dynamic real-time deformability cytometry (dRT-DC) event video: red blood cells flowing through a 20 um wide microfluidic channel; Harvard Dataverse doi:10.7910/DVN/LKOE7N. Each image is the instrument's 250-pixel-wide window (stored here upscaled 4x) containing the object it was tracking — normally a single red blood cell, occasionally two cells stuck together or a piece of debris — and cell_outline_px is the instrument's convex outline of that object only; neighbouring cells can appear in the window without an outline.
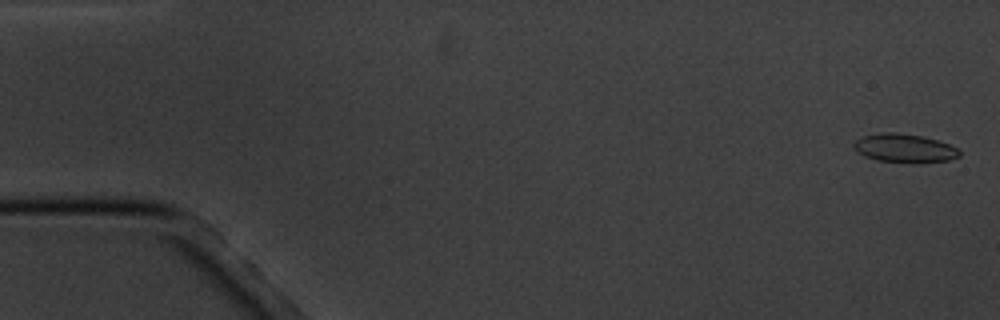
{"species": "common noctule bat (a hibernating species)", "species_latin": "Nyctalus noctula", "temperature_condition": "cold", "stored_images_in_passage": 5, "camera_frame_rate_fps": 3000, "um_per_image_px": 0.085, "animal": {"sex": "male", "body_mass_g": 20.1, "forearm_length_mm": 53.5}, "frame": {"image": 1, "passage_image": 1, "time_ms": 0.0, "image_size_px": [1000, 320], "cell_outline_px": [[960, 156], [948, 160], [876, 160], [864, 156], [852, 148], [852, 144], [856, 140], [864, 136], [884, 132], [892, 132], [924, 136], [948, 144], [956, 148], [960, 152]], "centroid_in_image_um": [76.81, 12.54], "position_along_channel_um": 8.2, "area_um2": 16.7}}
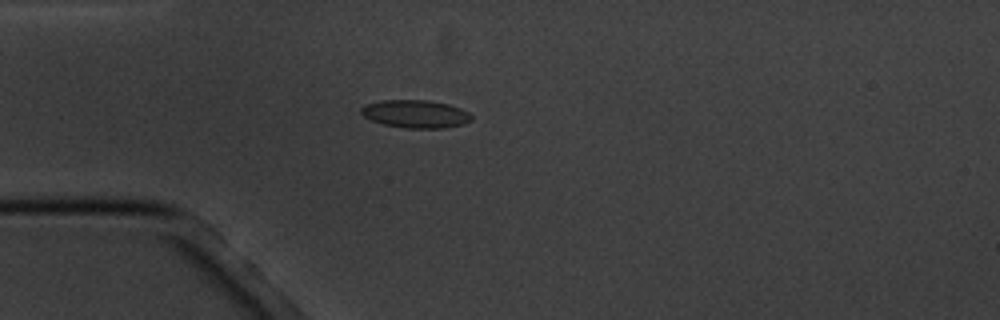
{"frame": {"image": 2, "passage_image": 5, "time_ms": 4.667, "image_size_px": [1000, 320], "cell_outline_px": [[472, 120], [464, 124], [444, 128], [404, 128], [384, 124], [372, 120], [364, 116], [360, 112], [360, 108], [364, 104], [380, 100], [428, 100], [448, 104], [460, 108], [468, 112], [472, 116]], "centroid_in_image_um": [35.31, 9.68], "position_along_channel_um": 49.7, "area_um2": 18.03}}